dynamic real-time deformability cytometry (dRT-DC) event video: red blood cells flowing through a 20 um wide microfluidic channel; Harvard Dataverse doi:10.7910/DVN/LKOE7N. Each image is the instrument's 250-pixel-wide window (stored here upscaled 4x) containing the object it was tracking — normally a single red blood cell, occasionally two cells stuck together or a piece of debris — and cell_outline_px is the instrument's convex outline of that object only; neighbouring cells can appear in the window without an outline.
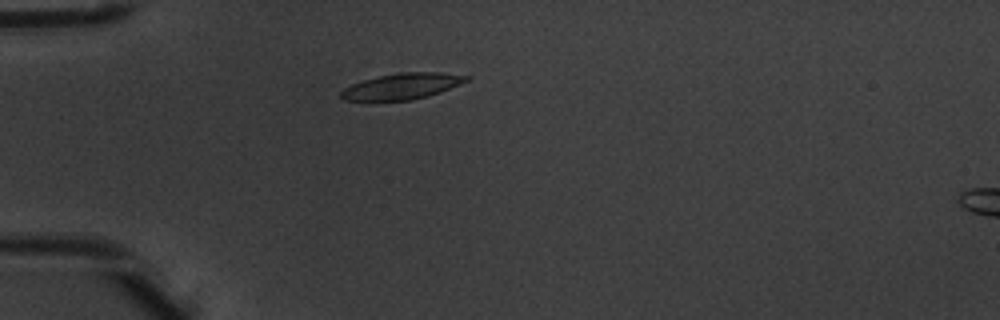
{"species": "common noctule bat (a hibernating species)", "species_latin": "Nyctalus noctula", "temperature_condition": "warm", "stored_images_in_passage": 4, "camera_frame_rate_fps": 3000, "um_per_image_px": 0.085, "animal": {"sex": "male", "body_mass_g": 20.1, "forearm_length_mm": 53.5}, "frame": {"image": 1, "passage_image": 3, "time_ms": 0.667, "image_size_px": [1000, 320], "cell_outline_px": [[468, 80], [460, 84], [440, 92], [428, 96], [412, 100], [344, 100], [340, 96], [340, 92], [344, 88], [352, 84], [376, 76], [400, 72], [440, 72], [468, 76]], "centroid_in_image_um": [34.16, 7.32], "position_along_channel_um": 50.8, "area_um2": 18.84}}